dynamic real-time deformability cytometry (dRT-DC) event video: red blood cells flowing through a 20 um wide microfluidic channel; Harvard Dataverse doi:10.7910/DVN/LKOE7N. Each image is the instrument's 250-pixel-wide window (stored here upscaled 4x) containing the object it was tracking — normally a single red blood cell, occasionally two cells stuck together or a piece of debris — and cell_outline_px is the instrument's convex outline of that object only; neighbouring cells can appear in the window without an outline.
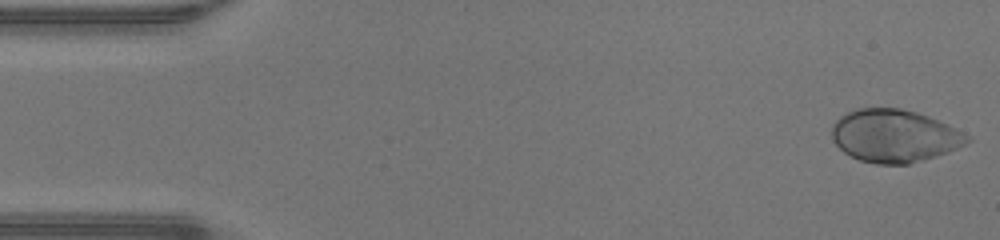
{"species": "human", "species_latin": "Homo sapiens", "temperature_condition": "warm", "stored_images_in_passage": 47, "camera_frame_rate_fps": 3000, "um_per_image_px": 0.085, "donor": {"sex": "male"}, "frame": {"image": 1, "passage_image": 1, "time_ms": 0.0, "image_size_px": [1000, 240], "cell_outline_px": [[972, 140], [948, 152], [936, 156], [908, 164], [876, 164], [860, 160], [844, 152], [832, 140], [832, 124], [840, 116], [856, 108], [900, 108], [916, 112], [928, 116], [948, 124], [972, 136]], "centroid_in_image_um": [76.03, 11.54], "position_along_channel_um": 9.0, "area_um2": 41.67}}
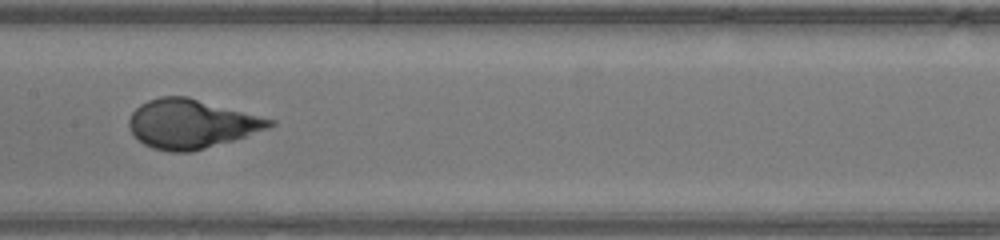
{"frame": {"image": 2, "passage_image": 23, "time_ms": 7.333, "image_size_px": [1000, 240], "cell_outline_px": [[276, 124], [268, 128], [232, 140], [192, 152], [168, 152], [152, 148], [144, 144], [128, 128], [128, 120], [132, 112], [140, 104], [148, 100], [160, 96], [188, 96], [276, 120]], "centroid_in_image_um": [16.24, 10.52], "position_along_channel_um": 191.2, "area_um2": 40.11}}
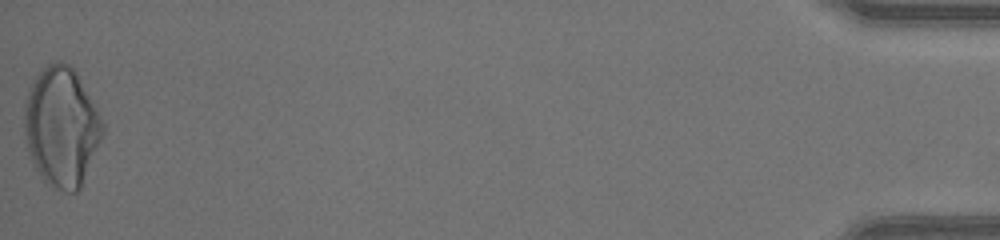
{"frame": {"image": 3, "passage_image": 47, "time_ms": 15.333, "image_size_px": [1000, 240], "cell_outline_px": [[104, 132], [80, 188], [76, 192], [64, 192], [56, 188], [44, 180], [40, 176], [32, 164], [28, 152], [24, 132], [24, 100], [32, 80], [48, 64], [56, 60], [60, 60], [68, 64], [76, 72], [96, 108], [104, 124]], "centroid_in_image_um": [5.2, 10.77], "position_along_channel_um": 430.0, "area_um2": 54.39}, "authors_computed_cell_mechanics": {"area_um2": 40.0554, "velocity_mm_per_s": 4.332, "shape_relaxation_time_tau1_ms": 2.771, "shape_relaxation_time_tau2_ms": null, "deformation_change_tau1": 0.2267, "deformation_change_tau2": null}}